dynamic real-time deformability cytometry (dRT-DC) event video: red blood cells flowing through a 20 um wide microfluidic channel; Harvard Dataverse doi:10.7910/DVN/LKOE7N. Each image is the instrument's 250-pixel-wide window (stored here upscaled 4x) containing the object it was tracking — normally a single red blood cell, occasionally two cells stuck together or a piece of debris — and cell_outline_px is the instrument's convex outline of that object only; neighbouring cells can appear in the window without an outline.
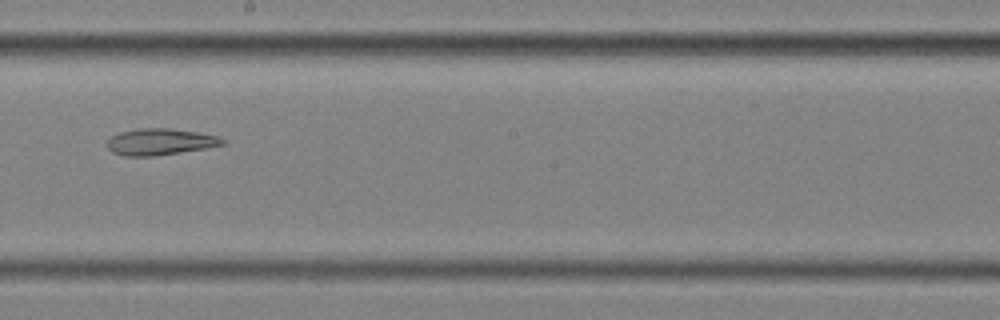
{"species": "common noctule bat (a hibernating species)", "species_latin": "Nyctalus noctula", "temperature_condition": "cold", "stored_images_in_passage": 12, "camera_frame_rate_fps": 3000, "um_per_image_px": 0.085, "animal": {"sex": "female", "body_mass_g": 25.1}, "frame": {"image": 1, "passage_image": 10, "time_ms": 3.0, "image_size_px": [1000, 320], "cell_outline_px": [[228, 144], [208, 148], [152, 156], [124, 156], [112, 152], [108, 148], [108, 140], [112, 136], [120, 132], [140, 128], [168, 128], [200, 132], [220, 136]], "centroid_in_image_um": [13.67, 12.05], "position_along_channel_um": 234.5, "area_um2": 17.92}}